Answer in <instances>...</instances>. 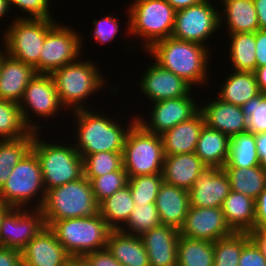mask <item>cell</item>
Here are the masks:
<instances>
[{"instance_id":"obj_44","label":"cell","mask_w":266,"mask_h":266,"mask_svg":"<svg viewBox=\"0 0 266 266\" xmlns=\"http://www.w3.org/2000/svg\"><path fill=\"white\" fill-rule=\"evenodd\" d=\"M53 0H8L10 10H19L22 14L14 16V18H54L50 7ZM27 13L24 15V13Z\"/></svg>"},{"instance_id":"obj_2","label":"cell","mask_w":266,"mask_h":266,"mask_svg":"<svg viewBox=\"0 0 266 266\" xmlns=\"http://www.w3.org/2000/svg\"><path fill=\"white\" fill-rule=\"evenodd\" d=\"M89 108V109H88ZM81 109L73 111V146L80 155H90L98 152H123L127 132L136 122V113L127 120L126 126L123 122L113 119L112 115L96 111L95 109ZM96 111V112H94ZM102 112V113H100ZM100 113V114H99ZM105 114V115H104ZM129 121V122H128ZM122 124L124 126H122ZM76 132V133H75Z\"/></svg>"},{"instance_id":"obj_35","label":"cell","mask_w":266,"mask_h":266,"mask_svg":"<svg viewBox=\"0 0 266 266\" xmlns=\"http://www.w3.org/2000/svg\"><path fill=\"white\" fill-rule=\"evenodd\" d=\"M253 166H260L255 134L247 131L231 136L229 156L224 167L250 168Z\"/></svg>"},{"instance_id":"obj_7","label":"cell","mask_w":266,"mask_h":266,"mask_svg":"<svg viewBox=\"0 0 266 266\" xmlns=\"http://www.w3.org/2000/svg\"><path fill=\"white\" fill-rule=\"evenodd\" d=\"M41 209L48 227L56 220L89 217L99 212L92 185L84 176L48 190Z\"/></svg>"},{"instance_id":"obj_56","label":"cell","mask_w":266,"mask_h":266,"mask_svg":"<svg viewBox=\"0 0 266 266\" xmlns=\"http://www.w3.org/2000/svg\"><path fill=\"white\" fill-rule=\"evenodd\" d=\"M13 167L0 165V189L4 186L5 182L8 180Z\"/></svg>"},{"instance_id":"obj_46","label":"cell","mask_w":266,"mask_h":266,"mask_svg":"<svg viewBox=\"0 0 266 266\" xmlns=\"http://www.w3.org/2000/svg\"><path fill=\"white\" fill-rule=\"evenodd\" d=\"M238 266H266V258L251 239L243 246Z\"/></svg>"},{"instance_id":"obj_24","label":"cell","mask_w":266,"mask_h":266,"mask_svg":"<svg viewBox=\"0 0 266 266\" xmlns=\"http://www.w3.org/2000/svg\"><path fill=\"white\" fill-rule=\"evenodd\" d=\"M219 2L220 29L225 28L227 35L256 32L260 29L253 0H219Z\"/></svg>"},{"instance_id":"obj_55","label":"cell","mask_w":266,"mask_h":266,"mask_svg":"<svg viewBox=\"0 0 266 266\" xmlns=\"http://www.w3.org/2000/svg\"><path fill=\"white\" fill-rule=\"evenodd\" d=\"M170 5L176 10L185 9L187 7H190L192 5H196L201 3L204 0H167Z\"/></svg>"},{"instance_id":"obj_57","label":"cell","mask_w":266,"mask_h":266,"mask_svg":"<svg viewBox=\"0 0 266 266\" xmlns=\"http://www.w3.org/2000/svg\"><path fill=\"white\" fill-rule=\"evenodd\" d=\"M8 15L11 16L8 0H0V21L4 20V18L7 19Z\"/></svg>"},{"instance_id":"obj_5","label":"cell","mask_w":266,"mask_h":266,"mask_svg":"<svg viewBox=\"0 0 266 266\" xmlns=\"http://www.w3.org/2000/svg\"><path fill=\"white\" fill-rule=\"evenodd\" d=\"M42 134V132H35L31 149L39 159L46 192L82 178L84 176L83 158L73 143L68 140L57 141L58 138L52 139L50 143V139L44 140Z\"/></svg>"},{"instance_id":"obj_10","label":"cell","mask_w":266,"mask_h":266,"mask_svg":"<svg viewBox=\"0 0 266 266\" xmlns=\"http://www.w3.org/2000/svg\"><path fill=\"white\" fill-rule=\"evenodd\" d=\"M164 159L161 135L150 133L135 122L127 132L122 153L128 178L162 174Z\"/></svg>"},{"instance_id":"obj_52","label":"cell","mask_w":266,"mask_h":266,"mask_svg":"<svg viewBox=\"0 0 266 266\" xmlns=\"http://www.w3.org/2000/svg\"><path fill=\"white\" fill-rule=\"evenodd\" d=\"M261 30H266V0H253Z\"/></svg>"},{"instance_id":"obj_15","label":"cell","mask_w":266,"mask_h":266,"mask_svg":"<svg viewBox=\"0 0 266 266\" xmlns=\"http://www.w3.org/2000/svg\"><path fill=\"white\" fill-rule=\"evenodd\" d=\"M46 227L41 208L11 207L0 224V246L22 250Z\"/></svg>"},{"instance_id":"obj_13","label":"cell","mask_w":266,"mask_h":266,"mask_svg":"<svg viewBox=\"0 0 266 266\" xmlns=\"http://www.w3.org/2000/svg\"><path fill=\"white\" fill-rule=\"evenodd\" d=\"M218 0H204L199 4L176 11L172 37L197 42L210 48L213 34L220 32ZM215 4V5H213ZM209 41V42H208ZM209 46V47H208Z\"/></svg>"},{"instance_id":"obj_28","label":"cell","mask_w":266,"mask_h":266,"mask_svg":"<svg viewBox=\"0 0 266 266\" xmlns=\"http://www.w3.org/2000/svg\"><path fill=\"white\" fill-rule=\"evenodd\" d=\"M229 70L227 78L219 84L217 97L224 102L242 107L260 94L254 72Z\"/></svg>"},{"instance_id":"obj_39","label":"cell","mask_w":266,"mask_h":266,"mask_svg":"<svg viewBox=\"0 0 266 266\" xmlns=\"http://www.w3.org/2000/svg\"><path fill=\"white\" fill-rule=\"evenodd\" d=\"M123 152H98L81 155L83 158L84 177L91 181L95 177L120 170L123 167Z\"/></svg>"},{"instance_id":"obj_36","label":"cell","mask_w":266,"mask_h":266,"mask_svg":"<svg viewBox=\"0 0 266 266\" xmlns=\"http://www.w3.org/2000/svg\"><path fill=\"white\" fill-rule=\"evenodd\" d=\"M31 132L24 122L19 103L0 99V140L18 139Z\"/></svg>"},{"instance_id":"obj_4","label":"cell","mask_w":266,"mask_h":266,"mask_svg":"<svg viewBox=\"0 0 266 266\" xmlns=\"http://www.w3.org/2000/svg\"><path fill=\"white\" fill-rule=\"evenodd\" d=\"M127 6L128 9H125L127 10L125 15L128 17L125 19L127 27L124 32V35L128 33L130 36L128 38L130 46L127 42L124 49L128 51L127 53L130 49L133 50L135 46L133 42L136 40H141V49L146 51L155 42L172 35L176 10L167 0H131Z\"/></svg>"},{"instance_id":"obj_27","label":"cell","mask_w":266,"mask_h":266,"mask_svg":"<svg viewBox=\"0 0 266 266\" xmlns=\"http://www.w3.org/2000/svg\"><path fill=\"white\" fill-rule=\"evenodd\" d=\"M106 248L122 266H150L140 236L111 230Z\"/></svg>"},{"instance_id":"obj_25","label":"cell","mask_w":266,"mask_h":266,"mask_svg":"<svg viewBox=\"0 0 266 266\" xmlns=\"http://www.w3.org/2000/svg\"><path fill=\"white\" fill-rule=\"evenodd\" d=\"M35 75L32 66L7 54L0 70V99L20 103L24 90Z\"/></svg>"},{"instance_id":"obj_59","label":"cell","mask_w":266,"mask_h":266,"mask_svg":"<svg viewBox=\"0 0 266 266\" xmlns=\"http://www.w3.org/2000/svg\"><path fill=\"white\" fill-rule=\"evenodd\" d=\"M1 43H2V45H1ZM1 46H3V47H1ZM0 47H1V49H0V70H1L3 60H4L5 56L7 55V49H6V46H5L3 41L0 42Z\"/></svg>"},{"instance_id":"obj_31","label":"cell","mask_w":266,"mask_h":266,"mask_svg":"<svg viewBox=\"0 0 266 266\" xmlns=\"http://www.w3.org/2000/svg\"><path fill=\"white\" fill-rule=\"evenodd\" d=\"M229 69L234 71L254 72L256 69L255 32L233 33L227 35ZM233 67V68H232Z\"/></svg>"},{"instance_id":"obj_30","label":"cell","mask_w":266,"mask_h":266,"mask_svg":"<svg viewBox=\"0 0 266 266\" xmlns=\"http://www.w3.org/2000/svg\"><path fill=\"white\" fill-rule=\"evenodd\" d=\"M226 222L234 232H250L255 222V200L231 190L223 202Z\"/></svg>"},{"instance_id":"obj_6","label":"cell","mask_w":266,"mask_h":266,"mask_svg":"<svg viewBox=\"0 0 266 266\" xmlns=\"http://www.w3.org/2000/svg\"><path fill=\"white\" fill-rule=\"evenodd\" d=\"M45 197L41 165L30 149L13 167L0 189V201L13 208H42Z\"/></svg>"},{"instance_id":"obj_14","label":"cell","mask_w":266,"mask_h":266,"mask_svg":"<svg viewBox=\"0 0 266 266\" xmlns=\"http://www.w3.org/2000/svg\"><path fill=\"white\" fill-rule=\"evenodd\" d=\"M195 93L183 96L161 100L151 103L149 118L143 115H136V122L139 123L146 131L156 135H162L175 125L185 122L194 117L200 111V104L195 99ZM198 103V104H197ZM153 104V105H152ZM140 116V117H139ZM149 119V120H146Z\"/></svg>"},{"instance_id":"obj_33","label":"cell","mask_w":266,"mask_h":266,"mask_svg":"<svg viewBox=\"0 0 266 266\" xmlns=\"http://www.w3.org/2000/svg\"><path fill=\"white\" fill-rule=\"evenodd\" d=\"M231 190L254 200L266 187V170L260 166L250 168L224 167Z\"/></svg>"},{"instance_id":"obj_8","label":"cell","mask_w":266,"mask_h":266,"mask_svg":"<svg viewBox=\"0 0 266 266\" xmlns=\"http://www.w3.org/2000/svg\"><path fill=\"white\" fill-rule=\"evenodd\" d=\"M49 228L72 258L105 249L112 230L99 212L89 217L56 220Z\"/></svg>"},{"instance_id":"obj_3","label":"cell","mask_w":266,"mask_h":266,"mask_svg":"<svg viewBox=\"0 0 266 266\" xmlns=\"http://www.w3.org/2000/svg\"><path fill=\"white\" fill-rule=\"evenodd\" d=\"M98 66V62L84 60L81 56L77 61L56 69L50 74L55 83L59 100L69 113L87 109L90 106V103H86L87 100L89 101L91 96L94 97V94H101L100 91L103 90L100 89L111 88L109 96L113 94L115 96L122 91L118 90L116 85L115 87L112 84L111 87L105 85L108 80L102 75V69H99Z\"/></svg>"},{"instance_id":"obj_51","label":"cell","mask_w":266,"mask_h":266,"mask_svg":"<svg viewBox=\"0 0 266 266\" xmlns=\"http://www.w3.org/2000/svg\"><path fill=\"white\" fill-rule=\"evenodd\" d=\"M260 165L266 170V132L255 134Z\"/></svg>"},{"instance_id":"obj_9","label":"cell","mask_w":266,"mask_h":266,"mask_svg":"<svg viewBox=\"0 0 266 266\" xmlns=\"http://www.w3.org/2000/svg\"><path fill=\"white\" fill-rule=\"evenodd\" d=\"M56 21L54 18H12L5 29L3 28L4 31L1 30L7 54L32 66L39 73L40 51L48 29Z\"/></svg>"},{"instance_id":"obj_49","label":"cell","mask_w":266,"mask_h":266,"mask_svg":"<svg viewBox=\"0 0 266 266\" xmlns=\"http://www.w3.org/2000/svg\"><path fill=\"white\" fill-rule=\"evenodd\" d=\"M256 68L266 66V30L258 29L255 32Z\"/></svg>"},{"instance_id":"obj_1","label":"cell","mask_w":266,"mask_h":266,"mask_svg":"<svg viewBox=\"0 0 266 266\" xmlns=\"http://www.w3.org/2000/svg\"><path fill=\"white\" fill-rule=\"evenodd\" d=\"M144 53L151 56V61L184 79L193 88L201 86L204 89L203 85H210L212 70L209 72L211 64L208 63L212 52L202 44L170 36L155 42Z\"/></svg>"},{"instance_id":"obj_26","label":"cell","mask_w":266,"mask_h":266,"mask_svg":"<svg viewBox=\"0 0 266 266\" xmlns=\"http://www.w3.org/2000/svg\"><path fill=\"white\" fill-rule=\"evenodd\" d=\"M205 125L204 117L199 111L191 119L175 125L161 135L165 155L193 153L201 129Z\"/></svg>"},{"instance_id":"obj_50","label":"cell","mask_w":266,"mask_h":266,"mask_svg":"<svg viewBox=\"0 0 266 266\" xmlns=\"http://www.w3.org/2000/svg\"><path fill=\"white\" fill-rule=\"evenodd\" d=\"M0 266H22L21 251L0 246Z\"/></svg>"},{"instance_id":"obj_29","label":"cell","mask_w":266,"mask_h":266,"mask_svg":"<svg viewBox=\"0 0 266 266\" xmlns=\"http://www.w3.org/2000/svg\"><path fill=\"white\" fill-rule=\"evenodd\" d=\"M229 140L227 134L204 125L194 152L208 168H224L229 156Z\"/></svg>"},{"instance_id":"obj_17","label":"cell","mask_w":266,"mask_h":266,"mask_svg":"<svg viewBox=\"0 0 266 266\" xmlns=\"http://www.w3.org/2000/svg\"><path fill=\"white\" fill-rule=\"evenodd\" d=\"M234 231L226 222L222 207L190 206L185 221L179 230L181 236L215 242Z\"/></svg>"},{"instance_id":"obj_61","label":"cell","mask_w":266,"mask_h":266,"mask_svg":"<svg viewBox=\"0 0 266 266\" xmlns=\"http://www.w3.org/2000/svg\"><path fill=\"white\" fill-rule=\"evenodd\" d=\"M266 235V228L261 230Z\"/></svg>"},{"instance_id":"obj_47","label":"cell","mask_w":266,"mask_h":266,"mask_svg":"<svg viewBox=\"0 0 266 266\" xmlns=\"http://www.w3.org/2000/svg\"><path fill=\"white\" fill-rule=\"evenodd\" d=\"M83 258L90 266H122L107 248L86 254Z\"/></svg>"},{"instance_id":"obj_21","label":"cell","mask_w":266,"mask_h":266,"mask_svg":"<svg viewBox=\"0 0 266 266\" xmlns=\"http://www.w3.org/2000/svg\"><path fill=\"white\" fill-rule=\"evenodd\" d=\"M179 230L161 224L140 236L150 266H177Z\"/></svg>"},{"instance_id":"obj_38","label":"cell","mask_w":266,"mask_h":266,"mask_svg":"<svg viewBox=\"0 0 266 266\" xmlns=\"http://www.w3.org/2000/svg\"><path fill=\"white\" fill-rule=\"evenodd\" d=\"M134 205L127 222L119 230L133 236H141L150 229L161 225L155 203Z\"/></svg>"},{"instance_id":"obj_12","label":"cell","mask_w":266,"mask_h":266,"mask_svg":"<svg viewBox=\"0 0 266 266\" xmlns=\"http://www.w3.org/2000/svg\"><path fill=\"white\" fill-rule=\"evenodd\" d=\"M68 26V27H67ZM84 37L70 25L55 22L45 37L40 51L39 73L51 74L54 70L77 61L83 56Z\"/></svg>"},{"instance_id":"obj_58","label":"cell","mask_w":266,"mask_h":266,"mask_svg":"<svg viewBox=\"0 0 266 266\" xmlns=\"http://www.w3.org/2000/svg\"><path fill=\"white\" fill-rule=\"evenodd\" d=\"M70 266H90L84 258H72Z\"/></svg>"},{"instance_id":"obj_16","label":"cell","mask_w":266,"mask_h":266,"mask_svg":"<svg viewBox=\"0 0 266 266\" xmlns=\"http://www.w3.org/2000/svg\"><path fill=\"white\" fill-rule=\"evenodd\" d=\"M148 67L141 74L137 85L141 94L149 100V103H155L161 100L181 98L190 95L194 88L184 79L174 73L162 68L155 61L147 65Z\"/></svg>"},{"instance_id":"obj_22","label":"cell","mask_w":266,"mask_h":266,"mask_svg":"<svg viewBox=\"0 0 266 266\" xmlns=\"http://www.w3.org/2000/svg\"><path fill=\"white\" fill-rule=\"evenodd\" d=\"M155 204L161 224L180 230L190 208L188 190L163 181Z\"/></svg>"},{"instance_id":"obj_11","label":"cell","mask_w":266,"mask_h":266,"mask_svg":"<svg viewBox=\"0 0 266 266\" xmlns=\"http://www.w3.org/2000/svg\"><path fill=\"white\" fill-rule=\"evenodd\" d=\"M19 105L24 122L34 132H42L41 128L45 127L41 126V124L45 125L44 122H37L34 116L39 118L38 121L41 119L47 121L49 118H56L61 110L63 113L66 112L50 74L36 73L24 90Z\"/></svg>"},{"instance_id":"obj_19","label":"cell","mask_w":266,"mask_h":266,"mask_svg":"<svg viewBox=\"0 0 266 266\" xmlns=\"http://www.w3.org/2000/svg\"><path fill=\"white\" fill-rule=\"evenodd\" d=\"M230 191L229 178L223 168H206L188 190L190 206L222 207Z\"/></svg>"},{"instance_id":"obj_60","label":"cell","mask_w":266,"mask_h":266,"mask_svg":"<svg viewBox=\"0 0 266 266\" xmlns=\"http://www.w3.org/2000/svg\"><path fill=\"white\" fill-rule=\"evenodd\" d=\"M11 207L8 206L7 204L3 203L0 201V224H1V219L4 216V214L10 209Z\"/></svg>"},{"instance_id":"obj_41","label":"cell","mask_w":266,"mask_h":266,"mask_svg":"<svg viewBox=\"0 0 266 266\" xmlns=\"http://www.w3.org/2000/svg\"><path fill=\"white\" fill-rule=\"evenodd\" d=\"M128 180V174L123 167L120 170L93 178L90 183L97 204L99 205L113 193L128 185Z\"/></svg>"},{"instance_id":"obj_32","label":"cell","mask_w":266,"mask_h":266,"mask_svg":"<svg viewBox=\"0 0 266 266\" xmlns=\"http://www.w3.org/2000/svg\"><path fill=\"white\" fill-rule=\"evenodd\" d=\"M134 200L129 185L113 193L99 205V214L112 230H119L134 209Z\"/></svg>"},{"instance_id":"obj_20","label":"cell","mask_w":266,"mask_h":266,"mask_svg":"<svg viewBox=\"0 0 266 266\" xmlns=\"http://www.w3.org/2000/svg\"><path fill=\"white\" fill-rule=\"evenodd\" d=\"M215 99L200 104L205 125L210 129L218 130L229 137L248 131V118L242 108L232 103H227L215 96Z\"/></svg>"},{"instance_id":"obj_40","label":"cell","mask_w":266,"mask_h":266,"mask_svg":"<svg viewBox=\"0 0 266 266\" xmlns=\"http://www.w3.org/2000/svg\"><path fill=\"white\" fill-rule=\"evenodd\" d=\"M163 181L162 174L139 175L129 178L128 185L134 204L155 203Z\"/></svg>"},{"instance_id":"obj_23","label":"cell","mask_w":266,"mask_h":266,"mask_svg":"<svg viewBox=\"0 0 266 266\" xmlns=\"http://www.w3.org/2000/svg\"><path fill=\"white\" fill-rule=\"evenodd\" d=\"M206 168L208 167L195 152L165 155L163 180L173 186L189 190Z\"/></svg>"},{"instance_id":"obj_34","label":"cell","mask_w":266,"mask_h":266,"mask_svg":"<svg viewBox=\"0 0 266 266\" xmlns=\"http://www.w3.org/2000/svg\"><path fill=\"white\" fill-rule=\"evenodd\" d=\"M214 242L179 237L177 266H214Z\"/></svg>"},{"instance_id":"obj_53","label":"cell","mask_w":266,"mask_h":266,"mask_svg":"<svg viewBox=\"0 0 266 266\" xmlns=\"http://www.w3.org/2000/svg\"><path fill=\"white\" fill-rule=\"evenodd\" d=\"M249 235L250 239L256 244L266 258V235L262 231H250Z\"/></svg>"},{"instance_id":"obj_37","label":"cell","mask_w":266,"mask_h":266,"mask_svg":"<svg viewBox=\"0 0 266 266\" xmlns=\"http://www.w3.org/2000/svg\"><path fill=\"white\" fill-rule=\"evenodd\" d=\"M249 240V232H233L215 241L214 266H238L243 246Z\"/></svg>"},{"instance_id":"obj_54","label":"cell","mask_w":266,"mask_h":266,"mask_svg":"<svg viewBox=\"0 0 266 266\" xmlns=\"http://www.w3.org/2000/svg\"><path fill=\"white\" fill-rule=\"evenodd\" d=\"M260 93L266 95V66H261L254 71Z\"/></svg>"},{"instance_id":"obj_18","label":"cell","mask_w":266,"mask_h":266,"mask_svg":"<svg viewBox=\"0 0 266 266\" xmlns=\"http://www.w3.org/2000/svg\"><path fill=\"white\" fill-rule=\"evenodd\" d=\"M22 266H70L71 255L46 226L22 250Z\"/></svg>"},{"instance_id":"obj_42","label":"cell","mask_w":266,"mask_h":266,"mask_svg":"<svg viewBox=\"0 0 266 266\" xmlns=\"http://www.w3.org/2000/svg\"><path fill=\"white\" fill-rule=\"evenodd\" d=\"M35 132L18 139L0 140V165L12 166L18 164L21 158L31 149Z\"/></svg>"},{"instance_id":"obj_48","label":"cell","mask_w":266,"mask_h":266,"mask_svg":"<svg viewBox=\"0 0 266 266\" xmlns=\"http://www.w3.org/2000/svg\"><path fill=\"white\" fill-rule=\"evenodd\" d=\"M266 228V187L255 200V222L252 231H261Z\"/></svg>"},{"instance_id":"obj_43","label":"cell","mask_w":266,"mask_h":266,"mask_svg":"<svg viewBox=\"0 0 266 266\" xmlns=\"http://www.w3.org/2000/svg\"><path fill=\"white\" fill-rule=\"evenodd\" d=\"M248 118V131L254 134L266 132V95L260 93L250 99L242 107Z\"/></svg>"},{"instance_id":"obj_45","label":"cell","mask_w":266,"mask_h":266,"mask_svg":"<svg viewBox=\"0 0 266 266\" xmlns=\"http://www.w3.org/2000/svg\"><path fill=\"white\" fill-rule=\"evenodd\" d=\"M117 15L105 14L100 19H94L93 30H92V39L95 40L98 44H103L102 46L113 42L116 39V36L119 35L121 24L119 23V18L115 17Z\"/></svg>"}]
</instances>
